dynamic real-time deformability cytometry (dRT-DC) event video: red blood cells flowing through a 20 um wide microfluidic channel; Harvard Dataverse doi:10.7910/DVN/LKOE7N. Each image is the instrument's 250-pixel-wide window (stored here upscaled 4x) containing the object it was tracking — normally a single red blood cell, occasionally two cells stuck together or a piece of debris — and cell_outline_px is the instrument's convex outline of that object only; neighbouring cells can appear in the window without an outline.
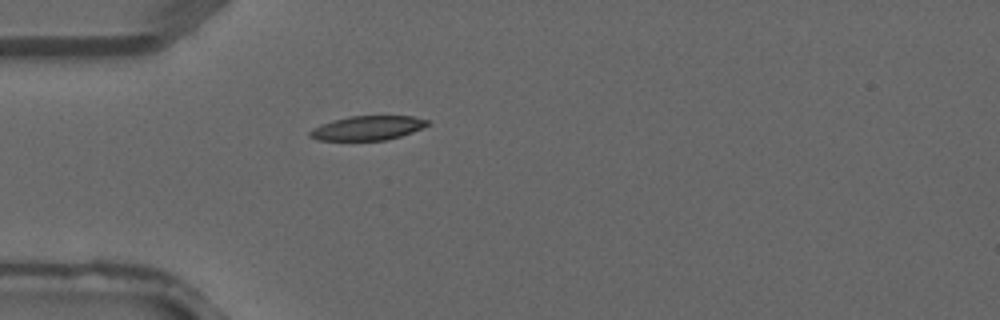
{"species": "common noctule bat (a hibernating species)", "species_latin": "Nyctalus noctula", "temperature_condition": "warm", "stored_images_in_passage": 3, "camera_frame_rate_fps": 3000, "um_per_image_px": 0.085, "animal": {"sex": "male", "forearm_length_mm": 52.5}, "frame": {"image": 1, "passage_image": 3, "time_ms": 0.667, "image_size_px": [1000, 320], "cell_outline_px": [[432, 124], [424, 128], [400, 136], [384, 140], [316, 140], [308, 136], [308, 132], [312, 128], [320, 124], [352, 116], [412, 116], [428, 120]], "centroid_in_image_um": [31.26, 10.88], "position_along_channel_um": 53.7, "area_um2": 16.65}}